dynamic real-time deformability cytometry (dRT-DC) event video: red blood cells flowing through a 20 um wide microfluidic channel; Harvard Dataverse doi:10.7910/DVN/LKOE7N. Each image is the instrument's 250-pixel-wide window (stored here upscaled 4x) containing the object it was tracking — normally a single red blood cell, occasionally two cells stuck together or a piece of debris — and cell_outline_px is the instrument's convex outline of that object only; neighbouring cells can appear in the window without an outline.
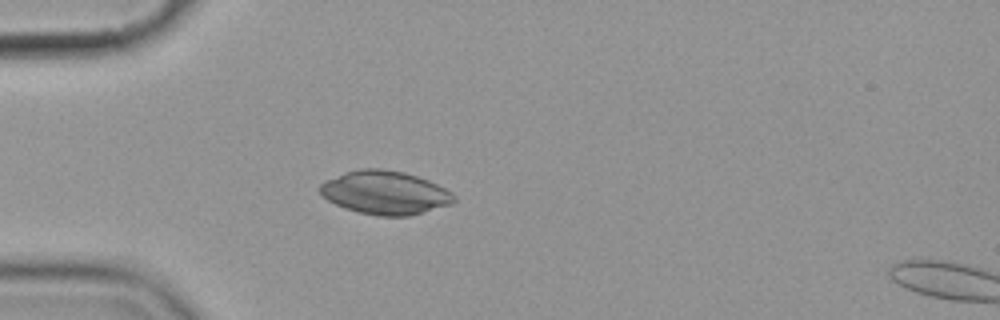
{"species": "common noctule bat (a hibernating species)", "species_latin": "Nyctalus noctula", "temperature_condition": "cold", "stored_images_in_passage": 4, "camera_frame_rate_fps": 3000, "um_per_image_px": 0.085, "animal": {"sex": "female", "body_mass_g": 19.9}, "frame": {"image": 1, "passage_image": 4, "time_ms": 3.333, "image_size_px": [1000, 320], "cell_outline_px": [[456, 200], [452, 204], [424, 212], [408, 216], [380, 216], [360, 212], [344, 208], [320, 196], [320, 184], [324, 180], [360, 168], [380, 168], [404, 172], [428, 180], [452, 192], [456, 196]], "centroid_in_image_um": [32.73, 16.38], "position_along_channel_um": 52.3, "area_um2": 33.93}}